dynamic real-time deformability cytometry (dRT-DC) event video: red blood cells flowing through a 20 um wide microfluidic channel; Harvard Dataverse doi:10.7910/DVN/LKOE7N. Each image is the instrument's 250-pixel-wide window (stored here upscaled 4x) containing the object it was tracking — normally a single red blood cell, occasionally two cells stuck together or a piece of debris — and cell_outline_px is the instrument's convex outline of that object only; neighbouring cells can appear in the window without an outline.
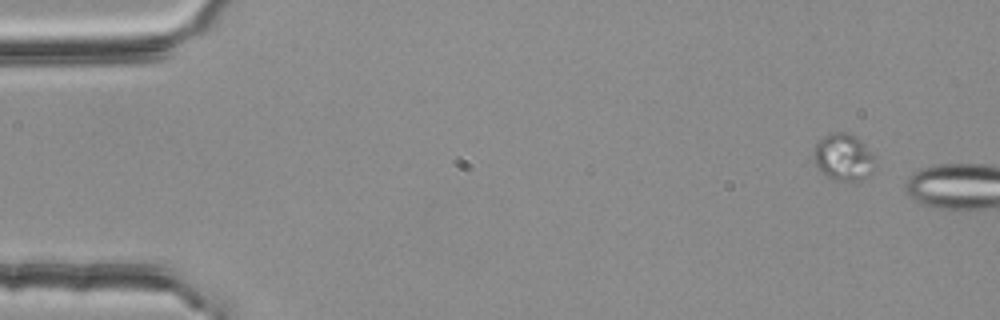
{"species": "common noctule bat (a hibernating species)", "species_latin": "Nyctalus noctula", "temperature_condition": "room temperature", "stored_images_in_passage": 2, "segment_of_instrument_passage": [1, 2], "camera_frame_rate_fps": 3000, "um_per_image_px": 0.085, "animal": {"sex": "female", "body_mass_g": 25.1}, "frame": {"image": 1, "passage_image": 1, "time_ms": 0.0, "image_size_px": [1000, 320], "cell_outline_px": [[876, 168], [868, 176], [856, 180], [836, 180], [820, 172], [816, 164], [816, 144], [824, 136], [832, 132], [848, 132], [856, 136], [872, 152], [876, 160]], "centroid_in_image_um": [71.76, 13.35], "position_along_channel_um": 13.2, "area_um2": 16.59}}